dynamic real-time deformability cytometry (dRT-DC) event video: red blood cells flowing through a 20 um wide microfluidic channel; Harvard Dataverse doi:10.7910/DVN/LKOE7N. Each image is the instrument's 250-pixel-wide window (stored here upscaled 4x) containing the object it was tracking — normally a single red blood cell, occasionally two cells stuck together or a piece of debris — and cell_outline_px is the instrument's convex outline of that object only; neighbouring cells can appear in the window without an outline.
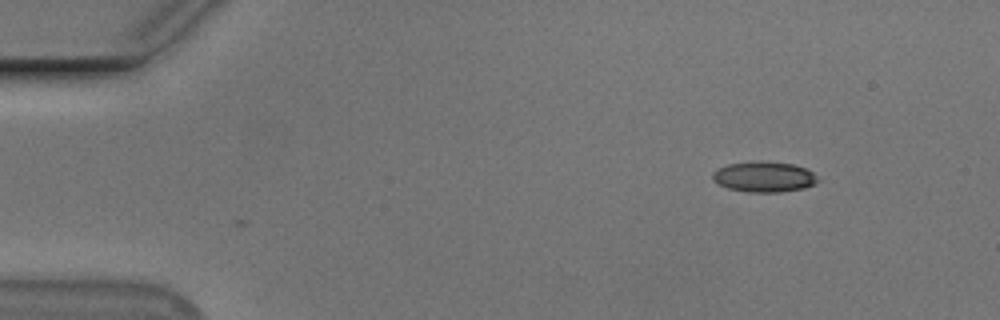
{"species": "Egyptian fruit bat (a non-hibernating species)", "species_latin": "Rousettus aegyptiacus", "temperature_condition": "cold", "stored_images_in_passage": 49, "camera_frame_rate_fps": 3000, "um_per_image_px": 0.085, "animal": {"sex": "male"}, "frame": {"image": 1, "passage_image": 1, "time_ms": 0.0, "image_size_px": [1000, 320], "cell_outline_px": [[820, 180], [816, 184], [804, 188], [780, 192], [748, 192], [728, 188], [716, 184], [712, 180], [712, 172], [716, 168], [728, 164], [760, 160], [792, 164], [804, 168], [812, 172]], "centroid_in_image_um": [64.91, 15.03], "position_along_channel_um": 20.1, "area_um2": 18.96}}
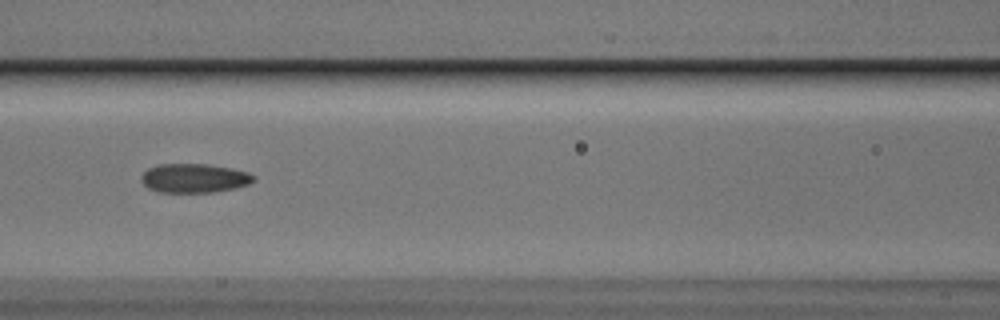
{"frame": {"image": 2, "passage_image": 19, "time_ms": 6.0, "image_size_px": [1000, 320], "cell_outline_px": [[256, 180], [248, 184], [236, 188], [212, 192], [160, 192], [148, 188], [140, 180], [140, 176], [148, 168], [160, 164], [208, 164], [232, 168], [248, 172], [256, 176]], "centroid_in_image_um": [16.53, 15.14], "position_along_channel_um": 150.1, "area_um2": 19.13}}
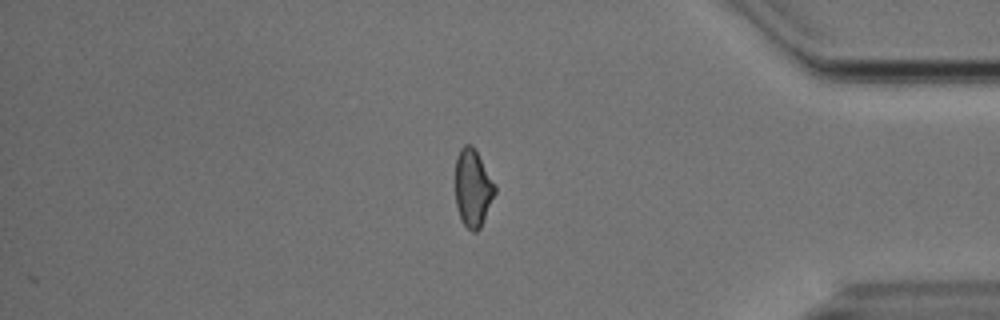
{"frame": {"image": 3, "passage_image": 41, "time_ms": 13.333, "image_size_px": [1000, 320], "cell_outline_px": [[496, 192], [480, 228], [476, 232], [472, 232], [464, 224], [456, 208], [456, 156], [460, 148], [464, 144], [472, 144], [496, 184]], "centroid_in_image_um": [40.2, 15.96], "position_along_channel_um": 395.0, "area_um2": 17.92}, "authors_computed_cell_mechanics": {"area_um2": 18.785, "velocity_mm_per_s": 3.7221, "shape_relaxation_time_tau1_ms": 8.4612, "shape_relaxation_time_tau2_ms": 3.5781, "deformation_change_tau1": 0.1572, "deformation_change_tau2": 0.0999}}